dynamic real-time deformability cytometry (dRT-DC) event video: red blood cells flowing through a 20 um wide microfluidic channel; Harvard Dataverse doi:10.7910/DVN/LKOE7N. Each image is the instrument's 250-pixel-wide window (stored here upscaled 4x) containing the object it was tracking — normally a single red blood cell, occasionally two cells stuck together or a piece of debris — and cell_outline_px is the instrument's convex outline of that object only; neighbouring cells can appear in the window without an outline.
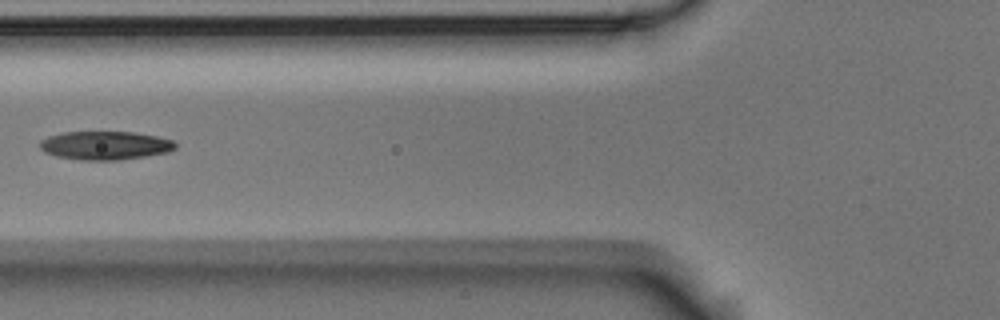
{"species": "Egyptian fruit bat (a non-hibernating species)", "species_latin": "Rousettus aegyptiacus", "temperature_condition": "room temperature", "stored_images_in_passage": 6, "camera_frame_rate_fps": 3000, "um_per_image_px": 0.085, "animal": {"sex": "male"}, "frame": {"image": 1, "passage_image": 5, "time_ms": 1.333, "image_size_px": [1000, 320], "cell_outline_px": [[176, 148], [168, 152], [120, 160], [80, 160], [56, 156], [44, 152], [40, 148], [40, 140], [48, 136], [64, 132], [132, 132], [156, 136], [172, 140], [176, 144]], "centroid_in_image_um": [8.91, 12.36], "position_along_channel_um": 116.9, "area_um2": 22.48}}
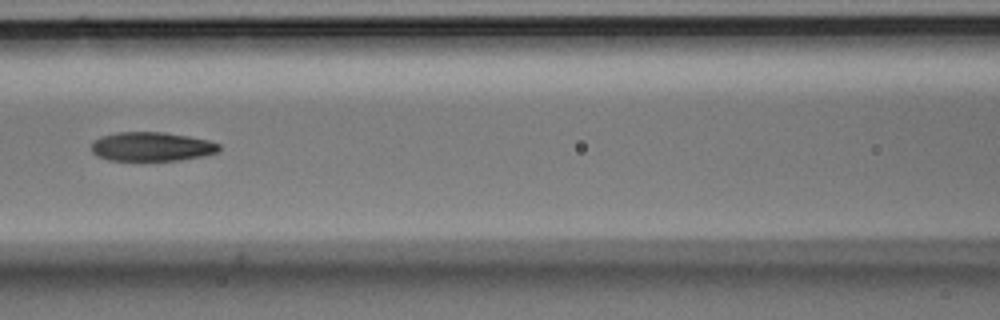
{"frame": {"image": 2, "passage_image": 6, "time_ms": 1.667, "image_size_px": [1000, 320], "cell_outline_px": [[220, 152], [204, 156], [180, 160], [108, 160], [96, 156], [92, 152], [92, 140], [100, 136], [116, 132], [164, 132], [188, 136], [208, 140], [220, 144]], "centroid_in_image_um": [12.88, 12.46], "position_along_channel_um": 153.7, "area_um2": 21.85}}